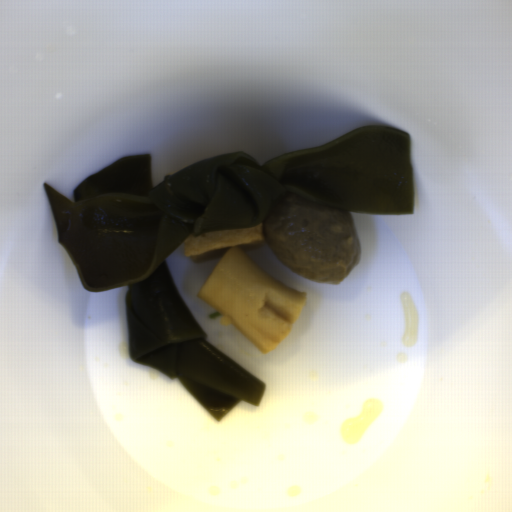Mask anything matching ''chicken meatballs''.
<instances>
[{"label":"chicken meatballs","mask_w":512,"mask_h":512,"mask_svg":"<svg viewBox=\"0 0 512 512\" xmlns=\"http://www.w3.org/2000/svg\"><path fill=\"white\" fill-rule=\"evenodd\" d=\"M272 254L296 274L338 284L360 262L354 221L345 210L287 191L261 225Z\"/></svg>","instance_id":"fd5e1221"}]
</instances>
